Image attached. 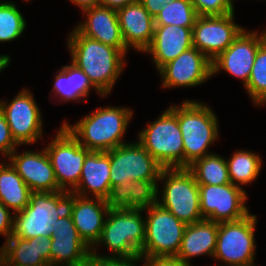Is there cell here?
I'll return each instance as SVG.
<instances>
[{"mask_svg": "<svg viewBox=\"0 0 266 266\" xmlns=\"http://www.w3.org/2000/svg\"><path fill=\"white\" fill-rule=\"evenodd\" d=\"M187 169L198 185H224L231 183L226 159L211 153L195 160Z\"/></svg>", "mask_w": 266, "mask_h": 266, "instance_id": "29", "label": "cell"}, {"mask_svg": "<svg viewBox=\"0 0 266 266\" xmlns=\"http://www.w3.org/2000/svg\"><path fill=\"white\" fill-rule=\"evenodd\" d=\"M246 191L232 183L199 185L200 211L203 219L217 223L236 221L250 212L245 201Z\"/></svg>", "mask_w": 266, "mask_h": 266, "instance_id": "13", "label": "cell"}, {"mask_svg": "<svg viewBox=\"0 0 266 266\" xmlns=\"http://www.w3.org/2000/svg\"><path fill=\"white\" fill-rule=\"evenodd\" d=\"M145 261L143 266H192L191 263H185L176 257H150L141 258Z\"/></svg>", "mask_w": 266, "mask_h": 266, "instance_id": "38", "label": "cell"}, {"mask_svg": "<svg viewBox=\"0 0 266 266\" xmlns=\"http://www.w3.org/2000/svg\"><path fill=\"white\" fill-rule=\"evenodd\" d=\"M162 87H193L212 78V61L195 47L181 53L158 70Z\"/></svg>", "mask_w": 266, "mask_h": 266, "instance_id": "16", "label": "cell"}, {"mask_svg": "<svg viewBox=\"0 0 266 266\" xmlns=\"http://www.w3.org/2000/svg\"><path fill=\"white\" fill-rule=\"evenodd\" d=\"M119 25L127 49L144 52L151 44L155 20L139 2L117 10Z\"/></svg>", "mask_w": 266, "mask_h": 266, "instance_id": "21", "label": "cell"}, {"mask_svg": "<svg viewBox=\"0 0 266 266\" xmlns=\"http://www.w3.org/2000/svg\"><path fill=\"white\" fill-rule=\"evenodd\" d=\"M69 1H71L77 7H79L81 11L87 8L99 6L100 3V0H69Z\"/></svg>", "mask_w": 266, "mask_h": 266, "instance_id": "41", "label": "cell"}, {"mask_svg": "<svg viewBox=\"0 0 266 266\" xmlns=\"http://www.w3.org/2000/svg\"><path fill=\"white\" fill-rule=\"evenodd\" d=\"M172 1L174 0H140V3L149 14L155 18V16L163 9V6Z\"/></svg>", "mask_w": 266, "mask_h": 266, "instance_id": "39", "label": "cell"}, {"mask_svg": "<svg viewBox=\"0 0 266 266\" xmlns=\"http://www.w3.org/2000/svg\"><path fill=\"white\" fill-rule=\"evenodd\" d=\"M255 214L240 220L218 223L216 249L213 258L227 266H246L255 262Z\"/></svg>", "mask_w": 266, "mask_h": 266, "instance_id": "9", "label": "cell"}, {"mask_svg": "<svg viewBox=\"0 0 266 266\" xmlns=\"http://www.w3.org/2000/svg\"><path fill=\"white\" fill-rule=\"evenodd\" d=\"M16 150L9 155L7 161L32 192L61 191L45 148L37 152L28 150L22 154H17Z\"/></svg>", "mask_w": 266, "mask_h": 266, "instance_id": "18", "label": "cell"}, {"mask_svg": "<svg viewBox=\"0 0 266 266\" xmlns=\"http://www.w3.org/2000/svg\"><path fill=\"white\" fill-rule=\"evenodd\" d=\"M266 40V30L258 35V31L243 30L233 43L212 61V76L225 71L242 80L244 87L251 75L254 60L259 46Z\"/></svg>", "mask_w": 266, "mask_h": 266, "instance_id": "15", "label": "cell"}, {"mask_svg": "<svg viewBox=\"0 0 266 266\" xmlns=\"http://www.w3.org/2000/svg\"><path fill=\"white\" fill-rule=\"evenodd\" d=\"M138 133V142L164 169L184 168V146L177 116L167 108Z\"/></svg>", "mask_w": 266, "mask_h": 266, "instance_id": "6", "label": "cell"}, {"mask_svg": "<svg viewBox=\"0 0 266 266\" xmlns=\"http://www.w3.org/2000/svg\"><path fill=\"white\" fill-rule=\"evenodd\" d=\"M73 205V192H32L25 209L13 214V233L10 237L30 239L51 236L55 221L72 217Z\"/></svg>", "mask_w": 266, "mask_h": 266, "instance_id": "2", "label": "cell"}, {"mask_svg": "<svg viewBox=\"0 0 266 266\" xmlns=\"http://www.w3.org/2000/svg\"><path fill=\"white\" fill-rule=\"evenodd\" d=\"M198 16H223L234 13L231 0H190Z\"/></svg>", "mask_w": 266, "mask_h": 266, "instance_id": "34", "label": "cell"}, {"mask_svg": "<svg viewBox=\"0 0 266 266\" xmlns=\"http://www.w3.org/2000/svg\"><path fill=\"white\" fill-rule=\"evenodd\" d=\"M44 148L59 188L72 192L79 184L83 163L90 150L83 147L63 124L58 129L56 137Z\"/></svg>", "mask_w": 266, "mask_h": 266, "instance_id": "10", "label": "cell"}, {"mask_svg": "<svg viewBox=\"0 0 266 266\" xmlns=\"http://www.w3.org/2000/svg\"><path fill=\"white\" fill-rule=\"evenodd\" d=\"M169 109L178 119L184 146V168H187L195 160L212 153L208 148L219 138V122L214 111L198 101L186 99Z\"/></svg>", "mask_w": 266, "mask_h": 266, "instance_id": "4", "label": "cell"}, {"mask_svg": "<svg viewBox=\"0 0 266 266\" xmlns=\"http://www.w3.org/2000/svg\"><path fill=\"white\" fill-rule=\"evenodd\" d=\"M144 209L110 208L100 239L91 248L96 253L104 244L112 253L110 257L140 258L145 241Z\"/></svg>", "mask_w": 266, "mask_h": 266, "instance_id": "5", "label": "cell"}, {"mask_svg": "<svg viewBox=\"0 0 266 266\" xmlns=\"http://www.w3.org/2000/svg\"><path fill=\"white\" fill-rule=\"evenodd\" d=\"M0 109L9 125L13 139L19 146L31 145L41 139L43 118L29 90H21L9 104L0 100Z\"/></svg>", "mask_w": 266, "mask_h": 266, "instance_id": "12", "label": "cell"}, {"mask_svg": "<svg viewBox=\"0 0 266 266\" xmlns=\"http://www.w3.org/2000/svg\"><path fill=\"white\" fill-rule=\"evenodd\" d=\"M145 241L140 258L176 257L187 224L159 204L145 208Z\"/></svg>", "mask_w": 266, "mask_h": 266, "instance_id": "8", "label": "cell"}, {"mask_svg": "<svg viewBox=\"0 0 266 266\" xmlns=\"http://www.w3.org/2000/svg\"><path fill=\"white\" fill-rule=\"evenodd\" d=\"M13 222L14 216H12L10 209L0 202V235L5 236V241L13 233Z\"/></svg>", "mask_w": 266, "mask_h": 266, "instance_id": "37", "label": "cell"}, {"mask_svg": "<svg viewBox=\"0 0 266 266\" xmlns=\"http://www.w3.org/2000/svg\"><path fill=\"white\" fill-rule=\"evenodd\" d=\"M164 187L158 204L185 224L203 220L200 211L199 185L187 168L163 169L159 180Z\"/></svg>", "mask_w": 266, "mask_h": 266, "instance_id": "7", "label": "cell"}, {"mask_svg": "<svg viewBox=\"0 0 266 266\" xmlns=\"http://www.w3.org/2000/svg\"><path fill=\"white\" fill-rule=\"evenodd\" d=\"M133 110L126 107H99L89 115L78 120L74 125L67 121L63 125L90 151L107 152L121 144L123 141Z\"/></svg>", "mask_w": 266, "mask_h": 266, "instance_id": "3", "label": "cell"}, {"mask_svg": "<svg viewBox=\"0 0 266 266\" xmlns=\"http://www.w3.org/2000/svg\"><path fill=\"white\" fill-rule=\"evenodd\" d=\"M86 21L78 23L75 29L84 36L121 50L129 51L122 37L117 10L95 6L82 11Z\"/></svg>", "mask_w": 266, "mask_h": 266, "instance_id": "19", "label": "cell"}, {"mask_svg": "<svg viewBox=\"0 0 266 266\" xmlns=\"http://www.w3.org/2000/svg\"><path fill=\"white\" fill-rule=\"evenodd\" d=\"M164 168L138 142L124 143L110 150V185L137 180H159Z\"/></svg>", "mask_w": 266, "mask_h": 266, "instance_id": "11", "label": "cell"}, {"mask_svg": "<svg viewBox=\"0 0 266 266\" xmlns=\"http://www.w3.org/2000/svg\"><path fill=\"white\" fill-rule=\"evenodd\" d=\"M10 60V56H8L7 54L0 55V72L9 66L11 62Z\"/></svg>", "mask_w": 266, "mask_h": 266, "instance_id": "42", "label": "cell"}, {"mask_svg": "<svg viewBox=\"0 0 266 266\" xmlns=\"http://www.w3.org/2000/svg\"><path fill=\"white\" fill-rule=\"evenodd\" d=\"M198 17L190 0H174L163 6L155 16V25H177L193 27Z\"/></svg>", "mask_w": 266, "mask_h": 266, "instance_id": "31", "label": "cell"}, {"mask_svg": "<svg viewBox=\"0 0 266 266\" xmlns=\"http://www.w3.org/2000/svg\"><path fill=\"white\" fill-rule=\"evenodd\" d=\"M141 258L134 257H110L96 253H90L84 266H136ZM136 263V264H135Z\"/></svg>", "mask_w": 266, "mask_h": 266, "instance_id": "35", "label": "cell"}, {"mask_svg": "<svg viewBox=\"0 0 266 266\" xmlns=\"http://www.w3.org/2000/svg\"><path fill=\"white\" fill-rule=\"evenodd\" d=\"M26 28V21L15 2H0V42L14 41Z\"/></svg>", "mask_w": 266, "mask_h": 266, "instance_id": "33", "label": "cell"}, {"mask_svg": "<svg viewBox=\"0 0 266 266\" xmlns=\"http://www.w3.org/2000/svg\"><path fill=\"white\" fill-rule=\"evenodd\" d=\"M226 163L231 183L240 188L256 180L262 166L259 154L249 150H237Z\"/></svg>", "mask_w": 266, "mask_h": 266, "instance_id": "30", "label": "cell"}, {"mask_svg": "<svg viewBox=\"0 0 266 266\" xmlns=\"http://www.w3.org/2000/svg\"><path fill=\"white\" fill-rule=\"evenodd\" d=\"M192 28L177 25H155L152 42L144 53L151 54L157 70L193 47Z\"/></svg>", "mask_w": 266, "mask_h": 266, "instance_id": "22", "label": "cell"}, {"mask_svg": "<svg viewBox=\"0 0 266 266\" xmlns=\"http://www.w3.org/2000/svg\"><path fill=\"white\" fill-rule=\"evenodd\" d=\"M217 234V222L203 219L188 224L176 258L189 264L194 257L209 255L212 258L216 249Z\"/></svg>", "mask_w": 266, "mask_h": 266, "instance_id": "26", "label": "cell"}, {"mask_svg": "<svg viewBox=\"0 0 266 266\" xmlns=\"http://www.w3.org/2000/svg\"><path fill=\"white\" fill-rule=\"evenodd\" d=\"M234 13L198 16L192 28V44L211 61L225 51L245 29L234 22Z\"/></svg>", "mask_w": 266, "mask_h": 266, "instance_id": "14", "label": "cell"}, {"mask_svg": "<svg viewBox=\"0 0 266 266\" xmlns=\"http://www.w3.org/2000/svg\"><path fill=\"white\" fill-rule=\"evenodd\" d=\"M59 70L51 92L55 93L56 98L59 97L60 102L72 100L78 103L82 98H87L90 88H95L88 76L74 64L62 66Z\"/></svg>", "mask_w": 266, "mask_h": 266, "instance_id": "28", "label": "cell"}, {"mask_svg": "<svg viewBox=\"0 0 266 266\" xmlns=\"http://www.w3.org/2000/svg\"><path fill=\"white\" fill-rule=\"evenodd\" d=\"M110 151H90L84 160L79 184L73 193L106 200L110 192Z\"/></svg>", "mask_w": 266, "mask_h": 266, "instance_id": "24", "label": "cell"}, {"mask_svg": "<svg viewBox=\"0 0 266 266\" xmlns=\"http://www.w3.org/2000/svg\"><path fill=\"white\" fill-rule=\"evenodd\" d=\"M110 207L104 199L74 193L72 219L83 241L92 248L100 239Z\"/></svg>", "mask_w": 266, "mask_h": 266, "instance_id": "23", "label": "cell"}, {"mask_svg": "<svg viewBox=\"0 0 266 266\" xmlns=\"http://www.w3.org/2000/svg\"><path fill=\"white\" fill-rule=\"evenodd\" d=\"M51 237H9L0 247V266H50Z\"/></svg>", "mask_w": 266, "mask_h": 266, "instance_id": "20", "label": "cell"}, {"mask_svg": "<svg viewBox=\"0 0 266 266\" xmlns=\"http://www.w3.org/2000/svg\"><path fill=\"white\" fill-rule=\"evenodd\" d=\"M140 0H100L99 6L118 10L127 5L134 4Z\"/></svg>", "mask_w": 266, "mask_h": 266, "instance_id": "40", "label": "cell"}, {"mask_svg": "<svg viewBox=\"0 0 266 266\" xmlns=\"http://www.w3.org/2000/svg\"><path fill=\"white\" fill-rule=\"evenodd\" d=\"M18 146L11 135L9 125L0 109V153H2L3 157H9Z\"/></svg>", "mask_w": 266, "mask_h": 266, "instance_id": "36", "label": "cell"}, {"mask_svg": "<svg viewBox=\"0 0 266 266\" xmlns=\"http://www.w3.org/2000/svg\"><path fill=\"white\" fill-rule=\"evenodd\" d=\"M31 189L18 175L10 162L0 163V202L14 213L22 211L28 205Z\"/></svg>", "mask_w": 266, "mask_h": 266, "instance_id": "27", "label": "cell"}, {"mask_svg": "<svg viewBox=\"0 0 266 266\" xmlns=\"http://www.w3.org/2000/svg\"><path fill=\"white\" fill-rule=\"evenodd\" d=\"M52 227L50 266H84L91 248L79 236L72 217L59 218Z\"/></svg>", "mask_w": 266, "mask_h": 266, "instance_id": "17", "label": "cell"}, {"mask_svg": "<svg viewBox=\"0 0 266 266\" xmlns=\"http://www.w3.org/2000/svg\"><path fill=\"white\" fill-rule=\"evenodd\" d=\"M245 89L256 106L266 104V40L258 48Z\"/></svg>", "mask_w": 266, "mask_h": 266, "instance_id": "32", "label": "cell"}, {"mask_svg": "<svg viewBox=\"0 0 266 266\" xmlns=\"http://www.w3.org/2000/svg\"><path fill=\"white\" fill-rule=\"evenodd\" d=\"M71 61L82 70L101 97L111 93L126 65L125 54L112 46L81 35L75 28L68 36Z\"/></svg>", "mask_w": 266, "mask_h": 266, "instance_id": "1", "label": "cell"}, {"mask_svg": "<svg viewBox=\"0 0 266 266\" xmlns=\"http://www.w3.org/2000/svg\"><path fill=\"white\" fill-rule=\"evenodd\" d=\"M158 182V180H137L111 186L105 201L110 208H148L158 204L160 199Z\"/></svg>", "mask_w": 266, "mask_h": 266, "instance_id": "25", "label": "cell"}]
</instances>
